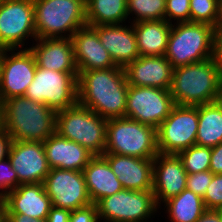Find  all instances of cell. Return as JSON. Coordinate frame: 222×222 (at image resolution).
<instances>
[{
    "label": "cell",
    "mask_w": 222,
    "mask_h": 222,
    "mask_svg": "<svg viewBox=\"0 0 222 222\" xmlns=\"http://www.w3.org/2000/svg\"><path fill=\"white\" fill-rule=\"evenodd\" d=\"M78 102L105 119L125 117L128 82L122 67L82 71Z\"/></svg>",
    "instance_id": "6da1fadb"
},
{
    "label": "cell",
    "mask_w": 222,
    "mask_h": 222,
    "mask_svg": "<svg viewBox=\"0 0 222 222\" xmlns=\"http://www.w3.org/2000/svg\"><path fill=\"white\" fill-rule=\"evenodd\" d=\"M57 112L25 96L1 103L2 129L13 141L41 142L56 132Z\"/></svg>",
    "instance_id": "7a4b0ae2"
},
{
    "label": "cell",
    "mask_w": 222,
    "mask_h": 222,
    "mask_svg": "<svg viewBox=\"0 0 222 222\" xmlns=\"http://www.w3.org/2000/svg\"><path fill=\"white\" fill-rule=\"evenodd\" d=\"M222 79L213 58L173 69L169 91L176 105L197 106L217 100Z\"/></svg>",
    "instance_id": "3957f363"
},
{
    "label": "cell",
    "mask_w": 222,
    "mask_h": 222,
    "mask_svg": "<svg viewBox=\"0 0 222 222\" xmlns=\"http://www.w3.org/2000/svg\"><path fill=\"white\" fill-rule=\"evenodd\" d=\"M33 3L38 39L71 38L87 25L85 0H33Z\"/></svg>",
    "instance_id": "277c9868"
},
{
    "label": "cell",
    "mask_w": 222,
    "mask_h": 222,
    "mask_svg": "<svg viewBox=\"0 0 222 222\" xmlns=\"http://www.w3.org/2000/svg\"><path fill=\"white\" fill-rule=\"evenodd\" d=\"M216 29L203 23H174L165 57L173 68L213 58Z\"/></svg>",
    "instance_id": "5b68a950"
},
{
    "label": "cell",
    "mask_w": 222,
    "mask_h": 222,
    "mask_svg": "<svg viewBox=\"0 0 222 222\" xmlns=\"http://www.w3.org/2000/svg\"><path fill=\"white\" fill-rule=\"evenodd\" d=\"M107 119L77 102L57 112L56 132L86 148L93 155H103L106 146Z\"/></svg>",
    "instance_id": "8992f818"
},
{
    "label": "cell",
    "mask_w": 222,
    "mask_h": 222,
    "mask_svg": "<svg viewBox=\"0 0 222 222\" xmlns=\"http://www.w3.org/2000/svg\"><path fill=\"white\" fill-rule=\"evenodd\" d=\"M104 153L154 159L158 154L156 129L128 117L108 119Z\"/></svg>",
    "instance_id": "52a82bcc"
},
{
    "label": "cell",
    "mask_w": 222,
    "mask_h": 222,
    "mask_svg": "<svg viewBox=\"0 0 222 222\" xmlns=\"http://www.w3.org/2000/svg\"><path fill=\"white\" fill-rule=\"evenodd\" d=\"M78 74L63 73L37 66L25 97L58 112L78 102Z\"/></svg>",
    "instance_id": "ba28073f"
},
{
    "label": "cell",
    "mask_w": 222,
    "mask_h": 222,
    "mask_svg": "<svg viewBox=\"0 0 222 222\" xmlns=\"http://www.w3.org/2000/svg\"><path fill=\"white\" fill-rule=\"evenodd\" d=\"M96 205L99 220L105 222H147L159 209L152 190L122 189Z\"/></svg>",
    "instance_id": "9c48e42d"
},
{
    "label": "cell",
    "mask_w": 222,
    "mask_h": 222,
    "mask_svg": "<svg viewBox=\"0 0 222 222\" xmlns=\"http://www.w3.org/2000/svg\"><path fill=\"white\" fill-rule=\"evenodd\" d=\"M198 105H174L169 116L156 129L157 149L161 154H176L195 145Z\"/></svg>",
    "instance_id": "30bf717a"
},
{
    "label": "cell",
    "mask_w": 222,
    "mask_h": 222,
    "mask_svg": "<svg viewBox=\"0 0 222 222\" xmlns=\"http://www.w3.org/2000/svg\"><path fill=\"white\" fill-rule=\"evenodd\" d=\"M34 17L33 0L0 2V47L22 49L29 37L36 40Z\"/></svg>",
    "instance_id": "8fae6325"
},
{
    "label": "cell",
    "mask_w": 222,
    "mask_h": 222,
    "mask_svg": "<svg viewBox=\"0 0 222 222\" xmlns=\"http://www.w3.org/2000/svg\"><path fill=\"white\" fill-rule=\"evenodd\" d=\"M174 105L169 90L129 85L125 117L157 129Z\"/></svg>",
    "instance_id": "7c38bea8"
},
{
    "label": "cell",
    "mask_w": 222,
    "mask_h": 222,
    "mask_svg": "<svg viewBox=\"0 0 222 222\" xmlns=\"http://www.w3.org/2000/svg\"><path fill=\"white\" fill-rule=\"evenodd\" d=\"M43 184L54 207L73 211L92 204L82 171L51 168Z\"/></svg>",
    "instance_id": "4fadbf2b"
},
{
    "label": "cell",
    "mask_w": 222,
    "mask_h": 222,
    "mask_svg": "<svg viewBox=\"0 0 222 222\" xmlns=\"http://www.w3.org/2000/svg\"><path fill=\"white\" fill-rule=\"evenodd\" d=\"M36 68L35 56L28 47L6 49L0 70V103L8 98L24 96L35 77Z\"/></svg>",
    "instance_id": "5bb4252c"
},
{
    "label": "cell",
    "mask_w": 222,
    "mask_h": 222,
    "mask_svg": "<svg viewBox=\"0 0 222 222\" xmlns=\"http://www.w3.org/2000/svg\"><path fill=\"white\" fill-rule=\"evenodd\" d=\"M8 159L18 177L20 184L41 183L50 172L41 142L13 141Z\"/></svg>",
    "instance_id": "9a60e30c"
},
{
    "label": "cell",
    "mask_w": 222,
    "mask_h": 222,
    "mask_svg": "<svg viewBox=\"0 0 222 222\" xmlns=\"http://www.w3.org/2000/svg\"><path fill=\"white\" fill-rule=\"evenodd\" d=\"M187 172L176 154L158 153L153 159V194L157 206L186 189Z\"/></svg>",
    "instance_id": "2e32d148"
},
{
    "label": "cell",
    "mask_w": 222,
    "mask_h": 222,
    "mask_svg": "<svg viewBox=\"0 0 222 222\" xmlns=\"http://www.w3.org/2000/svg\"><path fill=\"white\" fill-rule=\"evenodd\" d=\"M173 66L163 56H139L125 68L128 85L169 90Z\"/></svg>",
    "instance_id": "e0dca14e"
},
{
    "label": "cell",
    "mask_w": 222,
    "mask_h": 222,
    "mask_svg": "<svg viewBox=\"0 0 222 222\" xmlns=\"http://www.w3.org/2000/svg\"><path fill=\"white\" fill-rule=\"evenodd\" d=\"M110 24L91 26L116 66L125 68L139 55L133 25Z\"/></svg>",
    "instance_id": "ac0fdd59"
},
{
    "label": "cell",
    "mask_w": 222,
    "mask_h": 222,
    "mask_svg": "<svg viewBox=\"0 0 222 222\" xmlns=\"http://www.w3.org/2000/svg\"><path fill=\"white\" fill-rule=\"evenodd\" d=\"M123 189L147 191L153 188V159L104 153Z\"/></svg>",
    "instance_id": "d6986e66"
},
{
    "label": "cell",
    "mask_w": 222,
    "mask_h": 222,
    "mask_svg": "<svg viewBox=\"0 0 222 222\" xmlns=\"http://www.w3.org/2000/svg\"><path fill=\"white\" fill-rule=\"evenodd\" d=\"M78 72L117 67L91 26L78 29L71 37Z\"/></svg>",
    "instance_id": "ffe728a7"
},
{
    "label": "cell",
    "mask_w": 222,
    "mask_h": 222,
    "mask_svg": "<svg viewBox=\"0 0 222 222\" xmlns=\"http://www.w3.org/2000/svg\"><path fill=\"white\" fill-rule=\"evenodd\" d=\"M35 42V46L32 45L29 49L34 54L38 67L79 74L71 38H37Z\"/></svg>",
    "instance_id": "44dd1931"
},
{
    "label": "cell",
    "mask_w": 222,
    "mask_h": 222,
    "mask_svg": "<svg viewBox=\"0 0 222 222\" xmlns=\"http://www.w3.org/2000/svg\"><path fill=\"white\" fill-rule=\"evenodd\" d=\"M1 201L6 213H21L37 219H46L52 207L41 183L20 184Z\"/></svg>",
    "instance_id": "7402d4cb"
},
{
    "label": "cell",
    "mask_w": 222,
    "mask_h": 222,
    "mask_svg": "<svg viewBox=\"0 0 222 222\" xmlns=\"http://www.w3.org/2000/svg\"><path fill=\"white\" fill-rule=\"evenodd\" d=\"M43 144L50 168L82 171L94 156L80 144L60 136L57 132L49 136Z\"/></svg>",
    "instance_id": "603a6c76"
},
{
    "label": "cell",
    "mask_w": 222,
    "mask_h": 222,
    "mask_svg": "<svg viewBox=\"0 0 222 222\" xmlns=\"http://www.w3.org/2000/svg\"><path fill=\"white\" fill-rule=\"evenodd\" d=\"M82 172L93 204L123 189L108 161L102 155H94Z\"/></svg>",
    "instance_id": "cb8c5ba5"
},
{
    "label": "cell",
    "mask_w": 222,
    "mask_h": 222,
    "mask_svg": "<svg viewBox=\"0 0 222 222\" xmlns=\"http://www.w3.org/2000/svg\"><path fill=\"white\" fill-rule=\"evenodd\" d=\"M140 56L165 55L172 25L166 20L139 21L131 24Z\"/></svg>",
    "instance_id": "d4e9b609"
},
{
    "label": "cell",
    "mask_w": 222,
    "mask_h": 222,
    "mask_svg": "<svg viewBox=\"0 0 222 222\" xmlns=\"http://www.w3.org/2000/svg\"><path fill=\"white\" fill-rule=\"evenodd\" d=\"M222 142V107L217 101L198 105L196 145L215 147Z\"/></svg>",
    "instance_id": "484cf974"
},
{
    "label": "cell",
    "mask_w": 222,
    "mask_h": 222,
    "mask_svg": "<svg viewBox=\"0 0 222 222\" xmlns=\"http://www.w3.org/2000/svg\"><path fill=\"white\" fill-rule=\"evenodd\" d=\"M85 6L88 26L125 24L129 18L127 0H85Z\"/></svg>",
    "instance_id": "4316f807"
},
{
    "label": "cell",
    "mask_w": 222,
    "mask_h": 222,
    "mask_svg": "<svg viewBox=\"0 0 222 222\" xmlns=\"http://www.w3.org/2000/svg\"><path fill=\"white\" fill-rule=\"evenodd\" d=\"M164 206L171 222H196L207 210L203 198L187 188L164 202Z\"/></svg>",
    "instance_id": "83f0119b"
},
{
    "label": "cell",
    "mask_w": 222,
    "mask_h": 222,
    "mask_svg": "<svg viewBox=\"0 0 222 222\" xmlns=\"http://www.w3.org/2000/svg\"><path fill=\"white\" fill-rule=\"evenodd\" d=\"M190 22L203 23L219 29L222 21L220 0H190Z\"/></svg>",
    "instance_id": "f1b7e54d"
},
{
    "label": "cell",
    "mask_w": 222,
    "mask_h": 222,
    "mask_svg": "<svg viewBox=\"0 0 222 222\" xmlns=\"http://www.w3.org/2000/svg\"><path fill=\"white\" fill-rule=\"evenodd\" d=\"M166 0H127V13L136 15L130 24L139 21L164 20Z\"/></svg>",
    "instance_id": "f546056e"
},
{
    "label": "cell",
    "mask_w": 222,
    "mask_h": 222,
    "mask_svg": "<svg viewBox=\"0 0 222 222\" xmlns=\"http://www.w3.org/2000/svg\"><path fill=\"white\" fill-rule=\"evenodd\" d=\"M181 158L187 174L208 171L210 169L211 148L193 145L181 151Z\"/></svg>",
    "instance_id": "4dcf8cb0"
},
{
    "label": "cell",
    "mask_w": 222,
    "mask_h": 222,
    "mask_svg": "<svg viewBox=\"0 0 222 222\" xmlns=\"http://www.w3.org/2000/svg\"><path fill=\"white\" fill-rule=\"evenodd\" d=\"M190 0H166L165 18L172 25V20L177 23L190 22Z\"/></svg>",
    "instance_id": "1f68e13d"
},
{
    "label": "cell",
    "mask_w": 222,
    "mask_h": 222,
    "mask_svg": "<svg viewBox=\"0 0 222 222\" xmlns=\"http://www.w3.org/2000/svg\"><path fill=\"white\" fill-rule=\"evenodd\" d=\"M18 187V177L8 158L0 161V200Z\"/></svg>",
    "instance_id": "d6a6232c"
},
{
    "label": "cell",
    "mask_w": 222,
    "mask_h": 222,
    "mask_svg": "<svg viewBox=\"0 0 222 222\" xmlns=\"http://www.w3.org/2000/svg\"><path fill=\"white\" fill-rule=\"evenodd\" d=\"M206 209L218 210L222 208V174H214L211 183L203 196Z\"/></svg>",
    "instance_id": "836d02e7"
},
{
    "label": "cell",
    "mask_w": 222,
    "mask_h": 222,
    "mask_svg": "<svg viewBox=\"0 0 222 222\" xmlns=\"http://www.w3.org/2000/svg\"><path fill=\"white\" fill-rule=\"evenodd\" d=\"M213 175L210 170L188 174L186 188L203 198L207 187L212 181Z\"/></svg>",
    "instance_id": "e575fe53"
},
{
    "label": "cell",
    "mask_w": 222,
    "mask_h": 222,
    "mask_svg": "<svg viewBox=\"0 0 222 222\" xmlns=\"http://www.w3.org/2000/svg\"><path fill=\"white\" fill-rule=\"evenodd\" d=\"M69 222H101L96 204L73 210L69 215Z\"/></svg>",
    "instance_id": "d590c367"
},
{
    "label": "cell",
    "mask_w": 222,
    "mask_h": 222,
    "mask_svg": "<svg viewBox=\"0 0 222 222\" xmlns=\"http://www.w3.org/2000/svg\"><path fill=\"white\" fill-rule=\"evenodd\" d=\"M209 170L213 174H222V142L211 148Z\"/></svg>",
    "instance_id": "8d00e7d4"
},
{
    "label": "cell",
    "mask_w": 222,
    "mask_h": 222,
    "mask_svg": "<svg viewBox=\"0 0 222 222\" xmlns=\"http://www.w3.org/2000/svg\"><path fill=\"white\" fill-rule=\"evenodd\" d=\"M213 59L222 79V31L220 29L216 30L214 37Z\"/></svg>",
    "instance_id": "74e56055"
},
{
    "label": "cell",
    "mask_w": 222,
    "mask_h": 222,
    "mask_svg": "<svg viewBox=\"0 0 222 222\" xmlns=\"http://www.w3.org/2000/svg\"><path fill=\"white\" fill-rule=\"evenodd\" d=\"M70 210L52 206L46 218L47 222H69Z\"/></svg>",
    "instance_id": "f35d334b"
},
{
    "label": "cell",
    "mask_w": 222,
    "mask_h": 222,
    "mask_svg": "<svg viewBox=\"0 0 222 222\" xmlns=\"http://www.w3.org/2000/svg\"><path fill=\"white\" fill-rule=\"evenodd\" d=\"M13 140L9 134L4 130H0V161L8 158L10 147Z\"/></svg>",
    "instance_id": "ab89813d"
},
{
    "label": "cell",
    "mask_w": 222,
    "mask_h": 222,
    "mask_svg": "<svg viewBox=\"0 0 222 222\" xmlns=\"http://www.w3.org/2000/svg\"><path fill=\"white\" fill-rule=\"evenodd\" d=\"M7 222H47L46 219L32 218L21 213H7Z\"/></svg>",
    "instance_id": "60d3db41"
},
{
    "label": "cell",
    "mask_w": 222,
    "mask_h": 222,
    "mask_svg": "<svg viewBox=\"0 0 222 222\" xmlns=\"http://www.w3.org/2000/svg\"><path fill=\"white\" fill-rule=\"evenodd\" d=\"M196 222H222V217L218 210L207 209Z\"/></svg>",
    "instance_id": "b9f144b4"
},
{
    "label": "cell",
    "mask_w": 222,
    "mask_h": 222,
    "mask_svg": "<svg viewBox=\"0 0 222 222\" xmlns=\"http://www.w3.org/2000/svg\"><path fill=\"white\" fill-rule=\"evenodd\" d=\"M0 222H7L6 208L2 201H0Z\"/></svg>",
    "instance_id": "7bdbcfd3"
},
{
    "label": "cell",
    "mask_w": 222,
    "mask_h": 222,
    "mask_svg": "<svg viewBox=\"0 0 222 222\" xmlns=\"http://www.w3.org/2000/svg\"><path fill=\"white\" fill-rule=\"evenodd\" d=\"M216 101L222 107V87H221V91L219 92V94L217 96V100Z\"/></svg>",
    "instance_id": "ee69618b"
},
{
    "label": "cell",
    "mask_w": 222,
    "mask_h": 222,
    "mask_svg": "<svg viewBox=\"0 0 222 222\" xmlns=\"http://www.w3.org/2000/svg\"><path fill=\"white\" fill-rule=\"evenodd\" d=\"M6 49L0 47V70H1V63H2V58L4 56V52Z\"/></svg>",
    "instance_id": "f6af8a7d"
},
{
    "label": "cell",
    "mask_w": 222,
    "mask_h": 222,
    "mask_svg": "<svg viewBox=\"0 0 222 222\" xmlns=\"http://www.w3.org/2000/svg\"><path fill=\"white\" fill-rule=\"evenodd\" d=\"M2 129L1 103H0V130Z\"/></svg>",
    "instance_id": "bcb514c9"
},
{
    "label": "cell",
    "mask_w": 222,
    "mask_h": 222,
    "mask_svg": "<svg viewBox=\"0 0 222 222\" xmlns=\"http://www.w3.org/2000/svg\"><path fill=\"white\" fill-rule=\"evenodd\" d=\"M218 211L220 212V215L222 217V208L221 209H218Z\"/></svg>",
    "instance_id": "7dc6e473"
},
{
    "label": "cell",
    "mask_w": 222,
    "mask_h": 222,
    "mask_svg": "<svg viewBox=\"0 0 222 222\" xmlns=\"http://www.w3.org/2000/svg\"><path fill=\"white\" fill-rule=\"evenodd\" d=\"M219 29L222 31V21H221V25H220Z\"/></svg>",
    "instance_id": "c3c4849f"
}]
</instances>
